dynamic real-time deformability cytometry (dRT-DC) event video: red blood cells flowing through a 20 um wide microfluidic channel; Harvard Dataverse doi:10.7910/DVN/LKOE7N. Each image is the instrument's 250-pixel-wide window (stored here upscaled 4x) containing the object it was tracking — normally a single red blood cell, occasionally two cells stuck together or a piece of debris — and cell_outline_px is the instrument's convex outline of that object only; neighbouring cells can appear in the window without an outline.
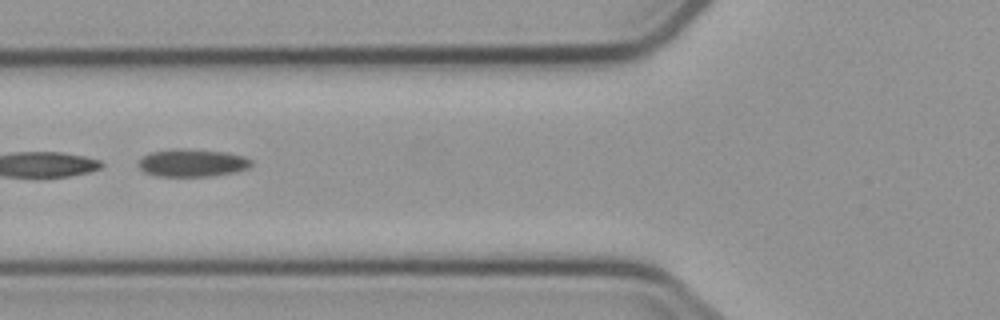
{"species": "common noctule bat (a hibernating species)", "species_latin": "Nyctalus noctula", "temperature_condition": "cold", "stored_images_in_passage": 8, "camera_frame_rate_fps": 3000, "um_per_image_px": 0.085, "animal": {"sex": "male", "body_mass_g": 23.1, "forearm_length_mm": 52.7}, "frame": {"image": 1, "passage_image": 6, "time_ms": 5.667, "image_size_px": [1000, 320], "cell_outline_px": [[252, 164], [248, 168], [236, 172], [212, 176], [160, 176], [144, 172], [136, 164], [148, 152], [176, 148], [184, 148], [224, 152], [244, 156], [252, 160]], "centroid_in_image_um": [16.34, 13.84], "position_along_channel_um": 109.5, "area_um2": 18.32}}
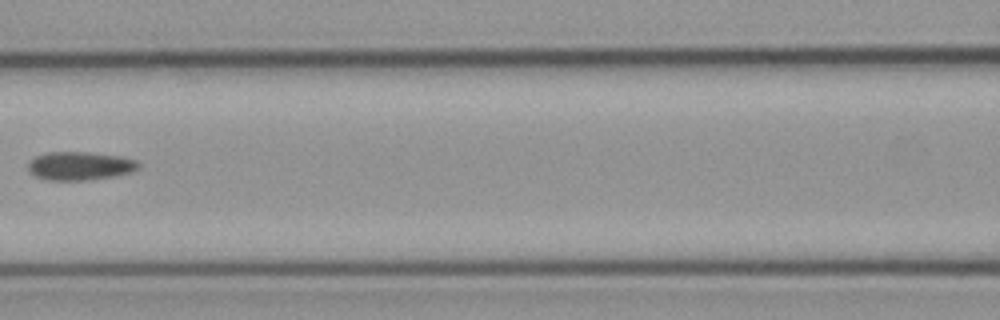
{"frame": {"image": 2, "passage_image": 7, "time_ms": 7.0, "image_size_px": [1000, 320], "cell_outline_px": [[140, 168], [132, 172], [116, 176], [92, 180], [48, 180], [36, 176], [28, 172], [28, 164], [36, 156], [48, 152], [88, 152], [120, 156], [136, 160], [140, 164]], "centroid_in_image_um": [6.83, 14.11], "position_along_channel_um": 159.8, "area_um2": 18.44}}
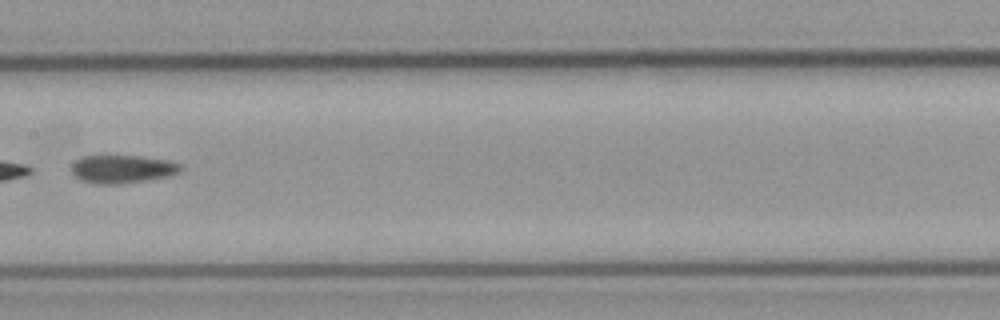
{"frame": {"image": 3, "passage_image": 8, "time_ms": 8.0, "image_size_px": [1000, 320], "cell_outline_px": [[184, 168], [180, 172], [172, 176], [148, 180], [120, 184], [96, 184], [80, 180], [72, 172], [72, 164], [76, 160], [84, 156], [144, 156], [168, 160], [180, 164]], "centroid_in_image_um": [10.45, 14.38], "position_along_channel_um": 196.9, "area_um2": 18.09}}